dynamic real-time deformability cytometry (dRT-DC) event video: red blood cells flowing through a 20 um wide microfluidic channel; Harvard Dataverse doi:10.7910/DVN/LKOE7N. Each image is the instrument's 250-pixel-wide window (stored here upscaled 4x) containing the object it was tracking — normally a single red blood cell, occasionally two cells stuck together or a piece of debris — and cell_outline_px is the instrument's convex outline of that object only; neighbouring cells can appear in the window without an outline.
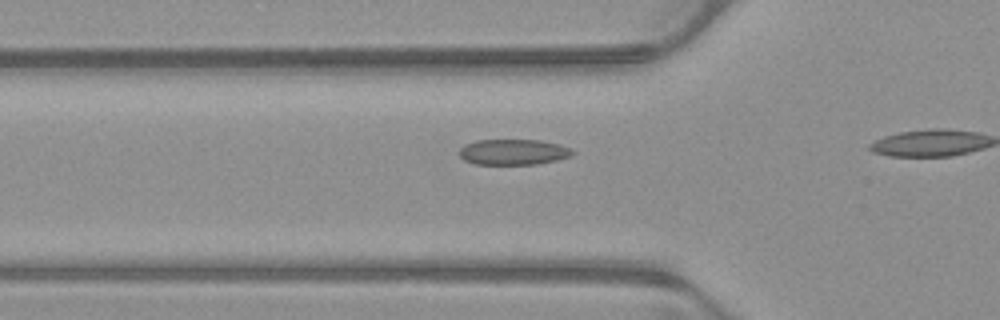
{"species": "common noctule bat (a hibernating species)", "species_latin": "Nyctalus noctula", "temperature_condition": "warm", "stored_images_in_passage": 15, "camera_frame_rate_fps": 3000, "um_per_image_px": 0.085, "animal": {"sex": "male", "body_mass_g": 23.1, "forearm_length_mm": 52.7}, "frame": {"image": 1, "passage_image": 13, "time_ms": 4.0, "image_size_px": [1000, 320], "cell_outline_px": [[576, 152], [572, 156], [556, 160], [536, 164], [476, 164], [464, 160], [460, 156], [460, 148], [464, 144], [476, 140], [540, 140], [560, 144], [572, 148]], "centroid_in_image_um": [43.67, 12.91], "position_along_channel_um": 82.1, "area_um2": 17.05}}